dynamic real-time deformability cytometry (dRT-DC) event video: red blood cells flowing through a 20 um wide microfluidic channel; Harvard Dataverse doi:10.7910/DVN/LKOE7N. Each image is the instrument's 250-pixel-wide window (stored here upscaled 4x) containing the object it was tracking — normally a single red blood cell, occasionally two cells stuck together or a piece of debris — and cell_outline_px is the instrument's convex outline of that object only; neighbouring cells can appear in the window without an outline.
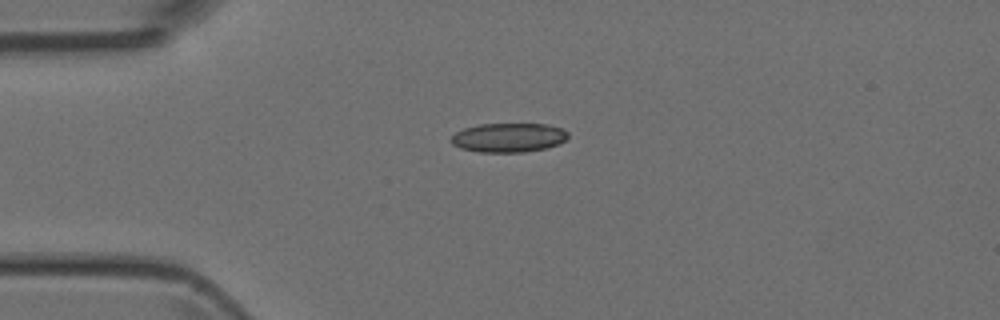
{"species": "Egyptian fruit bat (a non-hibernating species)", "species_latin": "Rousettus aegyptiacus", "temperature_condition": "room temperature", "stored_images_in_passage": 4, "camera_frame_rate_fps": 3000, "um_per_image_px": 0.085, "animal": {"sex": "female"}, "frame": {"image": 1, "passage_image": 1, "time_ms": 0.0, "image_size_px": [1000, 320], "cell_outline_px": [[568, 136], [564, 140], [556, 144], [544, 148], [524, 152], [480, 152], [460, 148], [452, 144], [452, 136], [456, 132], [464, 128], [480, 124], [548, 124], [564, 128], [568, 132]], "centroid_in_image_um": [43.23, 11.68], "position_along_channel_um": 41.8, "area_um2": 19.77}}
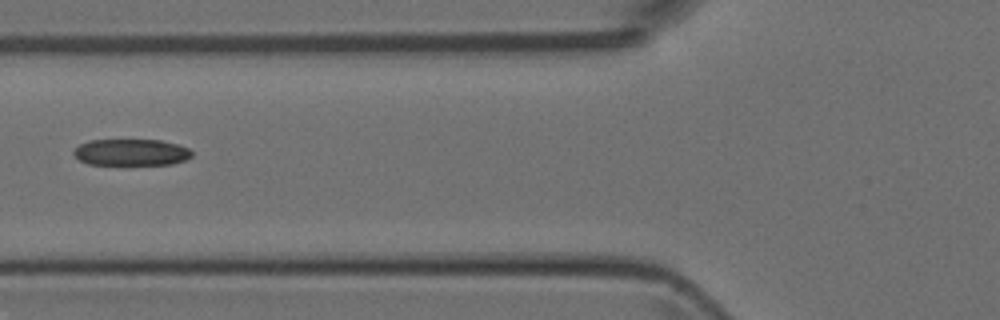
{"frame": {"image": 2, "passage_image": 3, "time_ms": 2.333, "image_size_px": [1000, 320], "cell_outline_px": [[192, 156], [184, 160], [172, 164], [88, 164], [80, 160], [72, 152], [80, 144], [88, 140], [160, 140], [180, 144], [188, 148], [192, 152]], "centroid_in_image_um": [11.17, 12.94], "position_along_channel_um": 114.6, "area_um2": 18.21}}
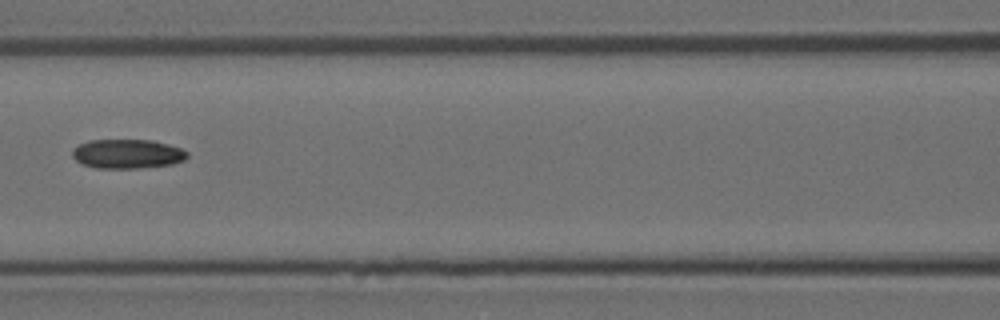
{"frame": {"image": 3, "passage_image": 4, "time_ms": 3.333, "image_size_px": [1000, 320], "cell_outline_px": [[188, 156], [184, 160], [172, 164], [136, 168], [96, 168], [84, 164], [76, 160], [72, 156], [72, 148], [88, 140], [152, 140], [168, 144], [180, 148], [188, 152]], "centroid_in_image_um": [10.82, 13.07], "position_along_channel_um": 155.8, "area_um2": 19.54}}